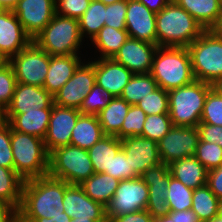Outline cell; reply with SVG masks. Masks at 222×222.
Returning a JSON list of instances; mask_svg holds the SVG:
<instances>
[{"label": "cell", "mask_w": 222, "mask_h": 222, "mask_svg": "<svg viewBox=\"0 0 222 222\" xmlns=\"http://www.w3.org/2000/svg\"><path fill=\"white\" fill-rule=\"evenodd\" d=\"M70 184L49 175L24 181L18 218H52L65 211L63 197Z\"/></svg>", "instance_id": "obj_1"}, {"label": "cell", "mask_w": 222, "mask_h": 222, "mask_svg": "<svg viewBox=\"0 0 222 222\" xmlns=\"http://www.w3.org/2000/svg\"><path fill=\"white\" fill-rule=\"evenodd\" d=\"M203 31V27L174 0L156 14L158 46L187 48Z\"/></svg>", "instance_id": "obj_2"}, {"label": "cell", "mask_w": 222, "mask_h": 222, "mask_svg": "<svg viewBox=\"0 0 222 222\" xmlns=\"http://www.w3.org/2000/svg\"><path fill=\"white\" fill-rule=\"evenodd\" d=\"M150 74L167 92L192 83L195 78L188 48L158 46Z\"/></svg>", "instance_id": "obj_3"}, {"label": "cell", "mask_w": 222, "mask_h": 222, "mask_svg": "<svg viewBox=\"0 0 222 222\" xmlns=\"http://www.w3.org/2000/svg\"><path fill=\"white\" fill-rule=\"evenodd\" d=\"M187 48L195 80L213 85L222 79V35L204 30Z\"/></svg>", "instance_id": "obj_4"}, {"label": "cell", "mask_w": 222, "mask_h": 222, "mask_svg": "<svg viewBox=\"0 0 222 222\" xmlns=\"http://www.w3.org/2000/svg\"><path fill=\"white\" fill-rule=\"evenodd\" d=\"M14 170L24 179L48 175L49 153L42 138L11 128Z\"/></svg>", "instance_id": "obj_5"}, {"label": "cell", "mask_w": 222, "mask_h": 222, "mask_svg": "<svg viewBox=\"0 0 222 222\" xmlns=\"http://www.w3.org/2000/svg\"><path fill=\"white\" fill-rule=\"evenodd\" d=\"M211 84L194 80L168 91L169 116L174 126L197 127Z\"/></svg>", "instance_id": "obj_6"}, {"label": "cell", "mask_w": 222, "mask_h": 222, "mask_svg": "<svg viewBox=\"0 0 222 222\" xmlns=\"http://www.w3.org/2000/svg\"><path fill=\"white\" fill-rule=\"evenodd\" d=\"M82 40L78 20L56 13L46 27L32 39L50 56L77 55Z\"/></svg>", "instance_id": "obj_7"}, {"label": "cell", "mask_w": 222, "mask_h": 222, "mask_svg": "<svg viewBox=\"0 0 222 222\" xmlns=\"http://www.w3.org/2000/svg\"><path fill=\"white\" fill-rule=\"evenodd\" d=\"M95 173L88 151L67 145L49 153L48 175L70 185H80Z\"/></svg>", "instance_id": "obj_8"}, {"label": "cell", "mask_w": 222, "mask_h": 222, "mask_svg": "<svg viewBox=\"0 0 222 222\" xmlns=\"http://www.w3.org/2000/svg\"><path fill=\"white\" fill-rule=\"evenodd\" d=\"M9 63L13 67L17 83L43 87L50 55L32 41L26 48L13 55Z\"/></svg>", "instance_id": "obj_9"}, {"label": "cell", "mask_w": 222, "mask_h": 222, "mask_svg": "<svg viewBox=\"0 0 222 222\" xmlns=\"http://www.w3.org/2000/svg\"><path fill=\"white\" fill-rule=\"evenodd\" d=\"M148 186L141 177L121 180L106 208L108 222L115 216L146 210Z\"/></svg>", "instance_id": "obj_10"}, {"label": "cell", "mask_w": 222, "mask_h": 222, "mask_svg": "<svg viewBox=\"0 0 222 222\" xmlns=\"http://www.w3.org/2000/svg\"><path fill=\"white\" fill-rule=\"evenodd\" d=\"M199 142L197 127L172 126L168 133L157 143L163 164L185 157L194 156Z\"/></svg>", "instance_id": "obj_11"}, {"label": "cell", "mask_w": 222, "mask_h": 222, "mask_svg": "<svg viewBox=\"0 0 222 222\" xmlns=\"http://www.w3.org/2000/svg\"><path fill=\"white\" fill-rule=\"evenodd\" d=\"M95 85V61L78 66L74 75L53 96L54 104L67 108H80L85 96Z\"/></svg>", "instance_id": "obj_12"}, {"label": "cell", "mask_w": 222, "mask_h": 222, "mask_svg": "<svg viewBox=\"0 0 222 222\" xmlns=\"http://www.w3.org/2000/svg\"><path fill=\"white\" fill-rule=\"evenodd\" d=\"M13 13L33 39L55 15V0H19Z\"/></svg>", "instance_id": "obj_13"}, {"label": "cell", "mask_w": 222, "mask_h": 222, "mask_svg": "<svg viewBox=\"0 0 222 222\" xmlns=\"http://www.w3.org/2000/svg\"><path fill=\"white\" fill-rule=\"evenodd\" d=\"M170 176L169 165L163 163L148 168L140 176L148 186L149 197L146 210L153 218L163 217L170 212L166 200Z\"/></svg>", "instance_id": "obj_14"}, {"label": "cell", "mask_w": 222, "mask_h": 222, "mask_svg": "<svg viewBox=\"0 0 222 222\" xmlns=\"http://www.w3.org/2000/svg\"><path fill=\"white\" fill-rule=\"evenodd\" d=\"M80 114L78 109L53 104L49 127L43 139L48 153L70 144L71 133Z\"/></svg>", "instance_id": "obj_15"}, {"label": "cell", "mask_w": 222, "mask_h": 222, "mask_svg": "<svg viewBox=\"0 0 222 222\" xmlns=\"http://www.w3.org/2000/svg\"><path fill=\"white\" fill-rule=\"evenodd\" d=\"M158 45L129 37L113 59L133 74L150 73Z\"/></svg>", "instance_id": "obj_16"}, {"label": "cell", "mask_w": 222, "mask_h": 222, "mask_svg": "<svg viewBox=\"0 0 222 222\" xmlns=\"http://www.w3.org/2000/svg\"><path fill=\"white\" fill-rule=\"evenodd\" d=\"M125 23L129 37L157 45L156 14L139 0H127Z\"/></svg>", "instance_id": "obj_17"}, {"label": "cell", "mask_w": 222, "mask_h": 222, "mask_svg": "<svg viewBox=\"0 0 222 222\" xmlns=\"http://www.w3.org/2000/svg\"><path fill=\"white\" fill-rule=\"evenodd\" d=\"M63 206L64 212L71 219L108 221L105 206L88 197L80 185H69L65 189Z\"/></svg>", "instance_id": "obj_18"}, {"label": "cell", "mask_w": 222, "mask_h": 222, "mask_svg": "<svg viewBox=\"0 0 222 222\" xmlns=\"http://www.w3.org/2000/svg\"><path fill=\"white\" fill-rule=\"evenodd\" d=\"M126 157H130L132 169L141 176L148 168L162 163L158 144L142 136H132L121 140Z\"/></svg>", "instance_id": "obj_19"}, {"label": "cell", "mask_w": 222, "mask_h": 222, "mask_svg": "<svg viewBox=\"0 0 222 222\" xmlns=\"http://www.w3.org/2000/svg\"><path fill=\"white\" fill-rule=\"evenodd\" d=\"M53 104V96L43 87L17 83L6 114H23L27 111L52 108Z\"/></svg>", "instance_id": "obj_20"}, {"label": "cell", "mask_w": 222, "mask_h": 222, "mask_svg": "<svg viewBox=\"0 0 222 222\" xmlns=\"http://www.w3.org/2000/svg\"><path fill=\"white\" fill-rule=\"evenodd\" d=\"M32 38L24 31L13 10L0 12V51L9 59L26 48Z\"/></svg>", "instance_id": "obj_21"}, {"label": "cell", "mask_w": 222, "mask_h": 222, "mask_svg": "<svg viewBox=\"0 0 222 222\" xmlns=\"http://www.w3.org/2000/svg\"><path fill=\"white\" fill-rule=\"evenodd\" d=\"M133 73L113 58L95 60V83L113 97H120Z\"/></svg>", "instance_id": "obj_22"}, {"label": "cell", "mask_w": 222, "mask_h": 222, "mask_svg": "<svg viewBox=\"0 0 222 222\" xmlns=\"http://www.w3.org/2000/svg\"><path fill=\"white\" fill-rule=\"evenodd\" d=\"M78 55H52L43 85L52 96L74 75L81 64Z\"/></svg>", "instance_id": "obj_23"}, {"label": "cell", "mask_w": 222, "mask_h": 222, "mask_svg": "<svg viewBox=\"0 0 222 222\" xmlns=\"http://www.w3.org/2000/svg\"><path fill=\"white\" fill-rule=\"evenodd\" d=\"M51 112L52 108H44L23 114H6V118L13 130L44 139Z\"/></svg>", "instance_id": "obj_24"}, {"label": "cell", "mask_w": 222, "mask_h": 222, "mask_svg": "<svg viewBox=\"0 0 222 222\" xmlns=\"http://www.w3.org/2000/svg\"><path fill=\"white\" fill-rule=\"evenodd\" d=\"M169 169L171 176L193 190L207 184L208 170L195 156L174 161L169 165Z\"/></svg>", "instance_id": "obj_25"}, {"label": "cell", "mask_w": 222, "mask_h": 222, "mask_svg": "<svg viewBox=\"0 0 222 222\" xmlns=\"http://www.w3.org/2000/svg\"><path fill=\"white\" fill-rule=\"evenodd\" d=\"M185 9L204 30H211L217 25L222 4L218 0H174Z\"/></svg>", "instance_id": "obj_26"}, {"label": "cell", "mask_w": 222, "mask_h": 222, "mask_svg": "<svg viewBox=\"0 0 222 222\" xmlns=\"http://www.w3.org/2000/svg\"><path fill=\"white\" fill-rule=\"evenodd\" d=\"M104 136L97 115L80 114L72 130L70 144L88 150Z\"/></svg>", "instance_id": "obj_27"}, {"label": "cell", "mask_w": 222, "mask_h": 222, "mask_svg": "<svg viewBox=\"0 0 222 222\" xmlns=\"http://www.w3.org/2000/svg\"><path fill=\"white\" fill-rule=\"evenodd\" d=\"M130 106L120 97H113L109 100L108 106L97 114L105 135L116 136L121 140V126Z\"/></svg>", "instance_id": "obj_28"}, {"label": "cell", "mask_w": 222, "mask_h": 222, "mask_svg": "<svg viewBox=\"0 0 222 222\" xmlns=\"http://www.w3.org/2000/svg\"><path fill=\"white\" fill-rule=\"evenodd\" d=\"M121 148V140L112 135H105L89 148L87 151L95 173L110 172L112 159Z\"/></svg>", "instance_id": "obj_29"}, {"label": "cell", "mask_w": 222, "mask_h": 222, "mask_svg": "<svg viewBox=\"0 0 222 222\" xmlns=\"http://www.w3.org/2000/svg\"><path fill=\"white\" fill-rule=\"evenodd\" d=\"M120 180L106 173H94L80 186L92 200L107 206L113 198Z\"/></svg>", "instance_id": "obj_30"}, {"label": "cell", "mask_w": 222, "mask_h": 222, "mask_svg": "<svg viewBox=\"0 0 222 222\" xmlns=\"http://www.w3.org/2000/svg\"><path fill=\"white\" fill-rule=\"evenodd\" d=\"M128 38L126 29L118 30L104 25L94 36L92 42L102 54L100 58H113Z\"/></svg>", "instance_id": "obj_31"}, {"label": "cell", "mask_w": 222, "mask_h": 222, "mask_svg": "<svg viewBox=\"0 0 222 222\" xmlns=\"http://www.w3.org/2000/svg\"><path fill=\"white\" fill-rule=\"evenodd\" d=\"M24 181L15 170L0 166V200L13 205L18 210L21 205Z\"/></svg>", "instance_id": "obj_32"}, {"label": "cell", "mask_w": 222, "mask_h": 222, "mask_svg": "<svg viewBox=\"0 0 222 222\" xmlns=\"http://www.w3.org/2000/svg\"><path fill=\"white\" fill-rule=\"evenodd\" d=\"M158 88L157 82L150 73L133 74L128 84L124 87L120 98L130 105H137L147 95Z\"/></svg>", "instance_id": "obj_33"}, {"label": "cell", "mask_w": 222, "mask_h": 222, "mask_svg": "<svg viewBox=\"0 0 222 222\" xmlns=\"http://www.w3.org/2000/svg\"><path fill=\"white\" fill-rule=\"evenodd\" d=\"M219 202L220 200L206 184L193 190L191 210L201 222H204L217 216Z\"/></svg>", "instance_id": "obj_34"}, {"label": "cell", "mask_w": 222, "mask_h": 222, "mask_svg": "<svg viewBox=\"0 0 222 222\" xmlns=\"http://www.w3.org/2000/svg\"><path fill=\"white\" fill-rule=\"evenodd\" d=\"M106 5L97 0H92L85 13L78 19L82 38L84 34L90 39L105 25Z\"/></svg>", "instance_id": "obj_35"}, {"label": "cell", "mask_w": 222, "mask_h": 222, "mask_svg": "<svg viewBox=\"0 0 222 222\" xmlns=\"http://www.w3.org/2000/svg\"><path fill=\"white\" fill-rule=\"evenodd\" d=\"M193 189L185 186L173 176L169 177L167 186V203L169 211H183L192 208Z\"/></svg>", "instance_id": "obj_36"}, {"label": "cell", "mask_w": 222, "mask_h": 222, "mask_svg": "<svg viewBox=\"0 0 222 222\" xmlns=\"http://www.w3.org/2000/svg\"><path fill=\"white\" fill-rule=\"evenodd\" d=\"M172 126L169 113L147 115L141 136L158 143Z\"/></svg>", "instance_id": "obj_37"}, {"label": "cell", "mask_w": 222, "mask_h": 222, "mask_svg": "<svg viewBox=\"0 0 222 222\" xmlns=\"http://www.w3.org/2000/svg\"><path fill=\"white\" fill-rule=\"evenodd\" d=\"M112 98L113 96L107 90H103L95 83L91 92L85 96L79 111L81 114L97 115L108 106Z\"/></svg>", "instance_id": "obj_38"}, {"label": "cell", "mask_w": 222, "mask_h": 222, "mask_svg": "<svg viewBox=\"0 0 222 222\" xmlns=\"http://www.w3.org/2000/svg\"><path fill=\"white\" fill-rule=\"evenodd\" d=\"M194 156L208 171L222 166V148L218 144L199 139Z\"/></svg>", "instance_id": "obj_39"}, {"label": "cell", "mask_w": 222, "mask_h": 222, "mask_svg": "<svg viewBox=\"0 0 222 222\" xmlns=\"http://www.w3.org/2000/svg\"><path fill=\"white\" fill-rule=\"evenodd\" d=\"M137 106L140 107L146 115L169 113L168 92L158 87L151 94L147 95Z\"/></svg>", "instance_id": "obj_40"}, {"label": "cell", "mask_w": 222, "mask_h": 222, "mask_svg": "<svg viewBox=\"0 0 222 222\" xmlns=\"http://www.w3.org/2000/svg\"><path fill=\"white\" fill-rule=\"evenodd\" d=\"M200 123L222 126V97L213 88L206 95Z\"/></svg>", "instance_id": "obj_41"}, {"label": "cell", "mask_w": 222, "mask_h": 222, "mask_svg": "<svg viewBox=\"0 0 222 222\" xmlns=\"http://www.w3.org/2000/svg\"><path fill=\"white\" fill-rule=\"evenodd\" d=\"M146 116L140 107L131 105L121 126V140L127 137L141 136Z\"/></svg>", "instance_id": "obj_42"}, {"label": "cell", "mask_w": 222, "mask_h": 222, "mask_svg": "<svg viewBox=\"0 0 222 222\" xmlns=\"http://www.w3.org/2000/svg\"><path fill=\"white\" fill-rule=\"evenodd\" d=\"M17 80L10 63L0 69V104L7 108L13 98Z\"/></svg>", "instance_id": "obj_43"}, {"label": "cell", "mask_w": 222, "mask_h": 222, "mask_svg": "<svg viewBox=\"0 0 222 222\" xmlns=\"http://www.w3.org/2000/svg\"><path fill=\"white\" fill-rule=\"evenodd\" d=\"M118 180H126L140 177L131 167L130 157H126L121 148L112 159L110 172H104Z\"/></svg>", "instance_id": "obj_44"}, {"label": "cell", "mask_w": 222, "mask_h": 222, "mask_svg": "<svg viewBox=\"0 0 222 222\" xmlns=\"http://www.w3.org/2000/svg\"><path fill=\"white\" fill-rule=\"evenodd\" d=\"M127 0L106 5L105 25L115 29H126Z\"/></svg>", "instance_id": "obj_45"}, {"label": "cell", "mask_w": 222, "mask_h": 222, "mask_svg": "<svg viewBox=\"0 0 222 222\" xmlns=\"http://www.w3.org/2000/svg\"><path fill=\"white\" fill-rule=\"evenodd\" d=\"M91 1L92 0H55V13L78 20L85 13Z\"/></svg>", "instance_id": "obj_46"}, {"label": "cell", "mask_w": 222, "mask_h": 222, "mask_svg": "<svg viewBox=\"0 0 222 222\" xmlns=\"http://www.w3.org/2000/svg\"><path fill=\"white\" fill-rule=\"evenodd\" d=\"M0 166L14 170L11 126L8 123L0 126Z\"/></svg>", "instance_id": "obj_47"}, {"label": "cell", "mask_w": 222, "mask_h": 222, "mask_svg": "<svg viewBox=\"0 0 222 222\" xmlns=\"http://www.w3.org/2000/svg\"><path fill=\"white\" fill-rule=\"evenodd\" d=\"M197 129L201 141L215 143L222 148V126L199 123Z\"/></svg>", "instance_id": "obj_48"}, {"label": "cell", "mask_w": 222, "mask_h": 222, "mask_svg": "<svg viewBox=\"0 0 222 222\" xmlns=\"http://www.w3.org/2000/svg\"><path fill=\"white\" fill-rule=\"evenodd\" d=\"M207 185L214 195L222 201V166L208 171Z\"/></svg>", "instance_id": "obj_49"}, {"label": "cell", "mask_w": 222, "mask_h": 222, "mask_svg": "<svg viewBox=\"0 0 222 222\" xmlns=\"http://www.w3.org/2000/svg\"><path fill=\"white\" fill-rule=\"evenodd\" d=\"M153 217L147 210L131 212L113 217L109 222H152Z\"/></svg>", "instance_id": "obj_50"}, {"label": "cell", "mask_w": 222, "mask_h": 222, "mask_svg": "<svg viewBox=\"0 0 222 222\" xmlns=\"http://www.w3.org/2000/svg\"><path fill=\"white\" fill-rule=\"evenodd\" d=\"M0 222H18V210L2 200H0Z\"/></svg>", "instance_id": "obj_51"}, {"label": "cell", "mask_w": 222, "mask_h": 222, "mask_svg": "<svg viewBox=\"0 0 222 222\" xmlns=\"http://www.w3.org/2000/svg\"><path fill=\"white\" fill-rule=\"evenodd\" d=\"M168 215L173 219V222H201L198 216L191 209L170 211Z\"/></svg>", "instance_id": "obj_52"}, {"label": "cell", "mask_w": 222, "mask_h": 222, "mask_svg": "<svg viewBox=\"0 0 222 222\" xmlns=\"http://www.w3.org/2000/svg\"><path fill=\"white\" fill-rule=\"evenodd\" d=\"M72 219L63 212L62 215H57L52 218H18V222H71Z\"/></svg>", "instance_id": "obj_53"}, {"label": "cell", "mask_w": 222, "mask_h": 222, "mask_svg": "<svg viewBox=\"0 0 222 222\" xmlns=\"http://www.w3.org/2000/svg\"><path fill=\"white\" fill-rule=\"evenodd\" d=\"M153 13H159L165 6H167L172 0H139Z\"/></svg>", "instance_id": "obj_54"}, {"label": "cell", "mask_w": 222, "mask_h": 222, "mask_svg": "<svg viewBox=\"0 0 222 222\" xmlns=\"http://www.w3.org/2000/svg\"><path fill=\"white\" fill-rule=\"evenodd\" d=\"M19 0H0V5L4 10H13Z\"/></svg>", "instance_id": "obj_55"}, {"label": "cell", "mask_w": 222, "mask_h": 222, "mask_svg": "<svg viewBox=\"0 0 222 222\" xmlns=\"http://www.w3.org/2000/svg\"><path fill=\"white\" fill-rule=\"evenodd\" d=\"M7 123V118H6V108H4L0 104V126H3L4 124Z\"/></svg>", "instance_id": "obj_56"}, {"label": "cell", "mask_w": 222, "mask_h": 222, "mask_svg": "<svg viewBox=\"0 0 222 222\" xmlns=\"http://www.w3.org/2000/svg\"><path fill=\"white\" fill-rule=\"evenodd\" d=\"M212 88L222 97V79L217 80Z\"/></svg>", "instance_id": "obj_57"}, {"label": "cell", "mask_w": 222, "mask_h": 222, "mask_svg": "<svg viewBox=\"0 0 222 222\" xmlns=\"http://www.w3.org/2000/svg\"><path fill=\"white\" fill-rule=\"evenodd\" d=\"M216 33L222 35V7H221V15L217 25L213 29Z\"/></svg>", "instance_id": "obj_58"}, {"label": "cell", "mask_w": 222, "mask_h": 222, "mask_svg": "<svg viewBox=\"0 0 222 222\" xmlns=\"http://www.w3.org/2000/svg\"><path fill=\"white\" fill-rule=\"evenodd\" d=\"M9 63V58L0 51V69Z\"/></svg>", "instance_id": "obj_59"}, {"label": "cell", "mask_w": 222, "mask_h": 222, "mask_svg": "<svg viewBox=\"0 0 222 222\" xmlns=\"http://www.w3.org/2000/svg\"><path fill=\"white\" fill-rule=\"evenodd\" d=\"M152 222H173V219L169 215H165L159 218H153Z\"/></svg>", "instance_id": "obj_60"}, {"label": "cell", "mask_w": 222, "mask_h": 222, "mask_svg": "<svg viewBox=\"0 0 222 222\" xmlns=\"http://www.w3.org/2000/svg\"><path fill=\"white\" fill-rule=\"evenodd\" d=\"M71 222H108V221H95V220H91V219L77 218V219H72Z\"/></svg>", "instance_id": "obj_61"}, {"label": "cell", "mask_w": 222, "mask_h": 222, "mask_svg": "<svg viewBox=\"0 0 222 222\" xmlns=\"http://www.w3.org/2000/svg\"><path fill=\"white\" fill-rule=\"evenodd\" d=\"M97 1L102 2L105 5H109V4H113V3L119 2L121 0H97Z\"/></svg>", "instance_id": "obj_62"}, {"label": "cell", "mask_w": 222, "mask_h": 222, "mask_svg": "<svg viewBox=\"0 0 222 222\" xmlns=\"http://www.w3.org/2000/svg\"><path fill=\"white\" fill-rule=\"evenodd\" d=\"M204 222H222V219L217 215L207 221H204Z\"/></svg>", "instance_id": "obj_63"}, {"label": "cell", "mask_w": 222, "mask_h": 222, "mask_svg": "<svg viewBox=\"0 0 222 222\" xmlns=\"http://www.w3.org/2000/svg\"><path fill=\"white\" fill-rule=\"evenodd\" d=\"M217 215L222 219V201L219 202Z\"/></svg>", "instance_id": "obj_64"}, {"label": "cell", "mask_w": 222, "mask_h": 222, "mask_svg": "<svg viewBox=\"0 0 222 222\" xmlns=\"http://www.w3.org/2000/svg\"><path fill=\"white\" fill-rule=\"evenodd\" d=\"M4 9H3V7L0 5V12H2Z\"/></svg>", "instance_id": "obj_65"}]
</instances>
